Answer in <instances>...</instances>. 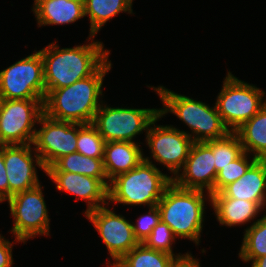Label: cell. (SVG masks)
<instances>
[{"label": "cell", "mask_w": 266, "mask_h": 267, "mask_svg": "<svg viewBox=\"0 0 266 267\" xmlns=\"http://www.w3.org/2000/svg\"><path fill=\"white\" fill-rule=\"evenodd\" d=\"M92 42L72 48H60L52 42L39 50L43 59L44 84L46 91L68 87L74 82L93 75L108 59L109 50L103 42ZM60 48V49H59Z\"/></svg>", "instance_id": "cell-1"}, {"label": "cell", "mask_w": 266, "mask_h": 267, "mask_svg": "<svg viewBox=\"0 0 266 267\" xmlns=\"http://www.w3.org/2000/svg\"><path fill=\"white\" fill-rule=\"evenodd\" d=\"M112 68L109 59L91 76L68 87L45 91L43 113L49 118L75 124H92L103 103V79ZM101 103V104H100Z\"/></svg>", "instance_id": "cell-2"}, {"label": "cell", "mask_w": 266, "mask_h": 267, "mask_svg": "<svg viewBox=\"0 0 266 267\" xmlns=\"http://www.w3.org/2000/svg\"><path fill=\"white\" fill-rule=\"evenodd\" d=\"M151 156L132 170L119 174L110 181L108 201L131 206H156L166 188L173 182L172 176L162 173L150 161Z\"/></svg>", "instance_id": "cell-3"}, {"label": "cell", "mask_w": 266, "mask_h": 267, "mask_svg": "<svg viewBox=\"0 0 266 267\" xmlns=\"http://www.w3.org/2000/svg\"><path fill=\"white\" fill-rule=\"evenodd\" d=\"M205 191L184 189L172 182L157 206L161 221L176 238L188 239L199 245L205 213Z\"/></svg>", "instance_id": "cell-4"}, {"label": "cell", "mask_w": 266, "mask_h": 267, "mask_svg": "<svg viewBox=\"0 0 266 267\" xmlns=\"http://www.w3.org/2000/svg\"><path fill=\"white\" fill-rule=\"evenodd\" d=\"M160 96L163 107L159 109L163 118L168 112L174 114L191 130L193 142H207L225 137L230 131L224 125L216 106L177 94L163 86L149 87ZM193 134V135H192Z\"/></svg>", "instance_id": "cell-5"}, {"label": "cell", "mask_w": 266, "mask_h": 267, "mask_svg": "<svg viewBox=\"0 0 266 267\" xmlns=\"http://www.w3.org/2000/svg\"><path fill=\"white\" fill-rule=\"evenodd\" d=\"M264 95L265 92L260 88L227 72L215 106L230 132H235L266 105Z\"/></svg>", "instance_id": "cell-6"}, {"label": "cell", "mask_w": 266, "mask_h": 267, "mask_svg": "<svg viewBox=\"0 0 266 267\" xmlns=\"http://www.w3.org/2000/svg\"><path fill=\"white\" fill-rule=\"evenodd\" d=\"M160 115L159 109L110 107L101 104L92 125L105 142L132 141L136 135L148 131L151 123Z\"/></svg>", "instance_id": "cell-7"}, {"label": "cell", "mask_w": 266, "mask_h": 267, "mask_svg": "<svg viewBox=\"0 0 266 267\" xmlns=\"http://www.w3.org/2000/svg\"><path fill=\"white\" fill-rule=\"evenodd\" d=\"M41 184L33 189L13 194L7 202L14 226L10 230L15 240L27 242L36 235L48 236L50 233V218Z\"/></svg>", "instance_id": "cell-8"}, {"label": "cell", "mask_w": 266, "mask_h": 267, "mask_svg": "<svg viewBox=\"0 0 266 267\" xmlns=\"http://www.w3.org/2000/svg\"><path fill=\"white\" fill-rule=\"evenodd\" d=\"M0 71L1 99H44L43 59L39 51Z\"/></svg>", "instance_id": "cell-9"}, {"label": "cell", "mask_w": 266, "mask_h": 267, "mask_svg": "<svg viewBox=\"0 0 266 267\" xmlns=\"http://www.w3.org/2000/svg\"><path fill=\"white\" fill-rule=\"evenodd\" d=\"M44 99L0 102V146L32 144L36 123L43 114Z\"/></svg>", "instance_id": "cell-10"}, {"label": "cell", "mask_w": 266, "mask_h": 267, "mask_svg": "<svg viewBox=\"0 0 266 267\" xmlns=\"http://www.w3.org/2000/svg\"><path fill=\"white\" fill-rule=\"evenodd\" d=\"M38 123L32 145L39 155L45 169L52 166L59 158L77 152L78 131L85 124L58 121L44 113Z\"/></svg>", "instance_id": "cell-11"}, {"label": "cell", "mask_w": 266, "mask_h": 267, "mask_svg": "<svg viewBox=\"0 0 266 267\" xmlns=\"http://www.w3.org/2000/svg\"><path fill=\"white\" fill-rule=\"evenodd\" d=\"M159 115L146 132V143L154 161L167 167L174 178L184 167L189 151L194 143L190 132L179 130L172 125H156ZM153 126V127H152Z\"/></svg>", "instance_id": "cell-12"}, {"label": "cell", "mask_w": 266, "mask_h": 267, "mask_svg": "<svg viewBox=\"0 0 266 267\" xmlns=\"http://www.w3.org/2000/svg\"><path fill=\"white\" fill-rule=\"evenodd\" d=\"M86 218L98 231L105 244L113 263H107L108 267L115 265L131 249L139 244L133 233V222H129L120 214H116L109 207L101 206L85 213ZM111 263V264H110Z\"/></svg>", "instance_id": "cell-13"}, {"label": "cell", "mask_w": 266, "mask_h": 267, "mask_svg": "<svg viewBox=\"0 0 266 267\" xmlns=\"http://www.w3.org/2000/svg\"><path fill=\"white\" fill-rule=\"evenodd\" d=\"M212 147L207 142H194L189 151L184 167L173 178V182L181 188L207 191V199L211 202L214 194V183L217 177ZM182 172V173H180Z\"/></svg>", "instance_id": "cell-14"}, {"label": "cell", "mask_w": 266, "mask_h": 267, "mask_svg": "<svg viewBox=\"0 0 266 267\" xmlns=\"http://www.w3.org/2000/svg\"><path fill=\"white\" fill-rule=\"evenodd\" d=\"M31 146L32 144L4 145V163L9 183V198L13 194L40 185L36 166L46 172L39 155L36 152L34 153V148Z\"/></svg>", "instance_id": "cell-15"}, {"label": "cell", "mask_w": 266, "mask_h": 267, "mask_svg": "<svg viewBox=\"0 0 266 267\" xmlns=\"http://www.w3.org/2000/svg\"><path fill=\"white\" fill-rule=\"evenodd\" d=\"M45 173L60 192L65 191L87 201V210L84 214L106 204L108 206V187L100 179L66 171Z\"/></svg>", "instance_id": "cell-16"}, {"label": "cell", "mask_w": 266, "mask_h": 267, "mask_svg": "<svg viewBox=\"0 0 266 267\" xmlns=\"http://www.w3.org/2000/svg\"><path fill=\"white\" fill-rule=\"evenodd\" d=\"M220 193L227 198L256 202L263 208L266 203V159H257L240 179L225 186Z\"/></svg>", "instance_id": "cell-17"}, {"label": "cell", "mask_w": 266, "mask_h": 267, "mask_svg": "<svg viewBox=\"0 0 266 267\" xmlns=\"http://www.w3.org/2000/svg\"><path fill=\"white\" fill-rule=\"evenodd\" d=\"M32 11L38 27L66 25L85 17L81 0H34Z\"/></svg>", "instance_id": "cell-18"}, {"label": "cell", "mask_w": 266, "mask_h": 267, "mask_svg": "<svg viewBox=\"0 0 266 267\" xmlns=\"http://www.w3.org/2000/svg\"><path fill=\"white\" fill-rule=\"evenodd\" d=\"M139 146L135 142H105L103 163L109 181L132 170L144 160L143 151Z\"/></svg>", "instance_id": "cell-19"}, {"label": "cell", "mask_w": 266, "mask_h": 267, "mask_svg": "<svg viewBox=\"0 0 266 267\" xmlns=\"http://www.w3.org/2000/svg\"><path fill=\"white\" fill-rule=\"evenodd\" d=\"M211 196V206L220 225L233 227L254 221L262 207L256 202L224 197L220 192Z\"/></svg>", "instance_id": "cell-20"}, {"label": "cell", "mask_w": 266, "mask_h": 267, "mask_svg": "<svg viewBox=\"0 0 266 267\" xmlns=\"http://www.w3.org/2000/svg\"><path fill=\"white\" fill-rule=\"evenodd\" d=\"M235 133L246 153L257 159H266V105Z\"/></svg>", "instance_id": "cell-21"}, {"label": "cell", "mask_w": 266, "mask_h": 267, "mask_svg": "<svg viewBox=\"0 0 266 267\" xmlns=\"http://www.w3.org/2000/svg\"><path fill=\"white\" fill-rule=\"evenodd\" d=\"M132 3L133 0H84V15H88L90 21L89 37L95 36L107 21L120 12L133 14Z\"/></svg>", "instance_id": "cell-22"}, {"label": "cell", "mask_w": 266, "mask_h": 267, "mask_svg": "<svg viewBox=\"0 0 266 267\" xmlns=\"http://www.w3.org/2000/svg\"><path fill=\"white\" fill-rule=\"evenodd\" d=\"M46 171L78 173L100 179L108 188L110 185V181L105 173L103 158H92L78 152L59 158L52 166L48 167Z\"/></svg>", "instance_id": "cell-23"}, {"label": "cell", "mask_w": 266, "mask_h": 267, "mask_svg": "<svg viewBox=\"0 0 266 267\" xmlns=\"http://www.w3.org/2000/svg\"><path fill=\"white\" fill-rule=\"evenodd\" d=\"M185 255L180 253L176 256L170 255L139 243L112 267H172L177 258Z\"/></svg>", "instance_id": "cell-24"}, {"label": "cell", "mask_w": 266, "mask_h": 267, "mask_svg": "<svg viewBox=\"0 0 266 267\" xmlns=\"http://www.w3.org/2000/svg\"><path fill=\"white\" fill-rule=\"evenodd\" d=\"M238 255L245 263L266 255V220L263 217L245 229Z\"/></svg>", "instance_id": "cell-25"}, {"label": "cell", "mask_w": 266, "mask_h": 267, "mask_svg": "<svg viewBox=\"0 0 266 267\" xmlns=\"http://www.w3.org/2000/svg\"><path fill=\"white\" fill-rule=\"evenodd\" d=\"M207 143L212 147L216 173L244 152L239 137L235 132H229L225 137L209 140Z\"/></svg>", "instance_id": "cell-26"}, {"label": "cell", "mask_w": 266, "mask_h": 267, "mask_svg": "<svg viewBox=\"0 0 266 267\" xmlns=\"http://www.w3.org/2000/svg\"><path fill=\"white\" fill-rule=\"evenodd\" d=\"M245 151L234 161L223 167L218 173L214 183V193L220 192L225 186L240 179L247 169L257 160ZM249 156V157H248Z\"/></svg>", "instance_id": "cell-27"}, {"label": "cell", "mask_w": 266, "mask_h": 267, "mask_svg": "<svg viewBox=\"0 0 266 267\" xmlns=\"http://www.w3.org/2000/svg\"><path fill=\"white\" fill-rule=\"evenodd\" d=\"M104 138L92 124H85L77 137V152L92 158H103Z\"/></svg>", "instance_id": "cell-28"}, {"label": "cell", "mask_w": 266, "mask_h": 267, "mask_svg": "<svg viewBox=\"0 0 266 267\" xmlns=\"http://www.w3.org/2000/svg\"><path fill=\"white\" fill-rule=\"evenodd\" d=\"M176 237L174 236L170 227L160 221L153 229L150 235L144 240L143 244L150 249L156 251L165 252L170 255H175L173 253V242H175Z\"/></svg>", "instance_id": "cell-29"}, {"label": "cell", "mask_w": 266, "mask_h": 267, "mask_svg": "<svg viewBox=\"0 0 266 267\" xmlns=\"http://www.w3.org/2000/svg\"><path fill=\"white\" fill-rule=\"evenodd\" d=\"M148 209V214L141 215L138 220H136V224L132 223L134 236L139 243H143L152 232V229L161 221L157 205L149 207Z\"/></svg>", "instance_id": "cell-30"}, {"label": "cell", "mask_w": 266, "mask_h": 267, "mask_svg": "<svg viewBox=\"0 0 266 267\" xmlns=\"http://www.w3.org/2000/svg\"><path fill=\"white\" fill-rule=\"evenodd\" d=\"M12 248L13 242L5 239L4 236L0 234V267H12Z\"/></svg>", "instance_id": "cell-31"}, {"label": "cell", "mask_w": 266, "mask_h": 267, "mask_svg": "<svg viewBox=\"0 0 266 267\" xmlns=\"http://www.w3.org/2000/svg\"><path fill=\"white\" fill-rule=\"evenodd\" d=\"M0 196L4 200L9 199V183L4 163V145L0 146Z\"/></svg>", "instance_id": "cell-32"}, {"label": "cell", "mask_w": 266, "mask_h": 267, "mask_svg": "<svg viewBox=\"0 0 266 267\" xmlns=\"http://www.w3.org/2000/svg\"><path fill=\"white\" fill-rule=\"evenodd\" d=\"M198 260L190 252H187L185 256L177 258L172 267H201Z\"/></svg>", "instance_id": "cell-33"}, {"label": "cell", "mask_w": 266, "mask_h": 267, "mask_svg": "<svg viewBox=\"0 0 266 267\" xmlns=\"http://www.w3.org/2000/svg\"><path fill=\"white\" fill-rule=\"evenodd\" d=\"M251 264V267H266V255L255 259Z\"/></svg>", "instance_id": "cell-34"}, {"label": "cell", "mask_w": 266, "mask_h": 267, "mask_svg": "<svg viewBox=\"0 0 266 267\" xmlns=\"http://www.w3.org/2000/svg\"><path fill=\"white\" fill-rule=\"evenodd\" d=\"M264 207H265V209H266V203H265V205L263 206L262 210H264ZM262 217L266 220V215H265V214H264Z\"/></svg>", "instance_id": "cell-35"}, {"label": "cell", "mask_w": 266, "mask_h": 267, "mask_svg": "<svg viewBox=\"0 0 266 267\" xmlns=\"http://www.w3.org/2000/svg\"><path fill=\"white\" fill-rule=\"evenodd\" d=\"M5 201L1 196H0V203Z\"/></svg>", "instance_id": "cell-36"}]
</instances>
